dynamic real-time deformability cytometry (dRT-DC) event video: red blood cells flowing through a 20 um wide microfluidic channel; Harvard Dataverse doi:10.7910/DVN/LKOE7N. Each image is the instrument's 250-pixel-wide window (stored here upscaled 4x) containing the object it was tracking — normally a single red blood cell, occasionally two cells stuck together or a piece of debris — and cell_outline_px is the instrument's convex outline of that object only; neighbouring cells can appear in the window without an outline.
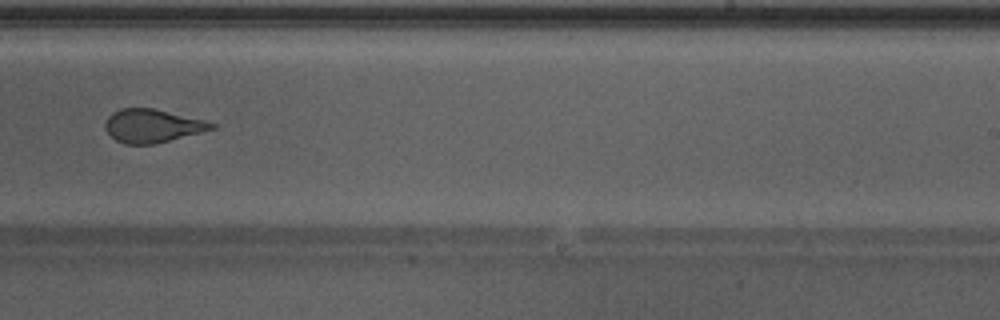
{"species": "Egyptian fruit bat (a non-hibernating species)", "species_latin": "Rousettus aegyptiacus", "temperature_condition": "warm", "stored_images_in_passage": 41, "camera_frame_rate_fps": 3000, "um_per_image_px": 0.085, "animal": {"sex": "male"}, "frame": {"image": 1, "passage_image": 29, "time_ms": 9.333, "image_size_px": [1000, 320], "cell_outline_px": [[216, 128], [152, 144], [124, 144], [116, 140], [104, 128], [104, 124], [108, 116], [112, 112], [120, 108], [152, 108], [204, 120], [216, 124]], "centroid_in_image_um": [12.9, 10.68], "position_along_channel_um": 276.1, "area_um2": 20.35}, "authors_computed_cell_mechanics": {"area_um2": 22.542, "velocity_mm_per_s": 4.3085, "shape_relaxation_time_tau1_ms": 4.7296, "shape_relaxation_time_tau2_ms": 0.8395, "deformation_change_tau1": 0.1769, "deformation_change_tau2": 0.0856}}